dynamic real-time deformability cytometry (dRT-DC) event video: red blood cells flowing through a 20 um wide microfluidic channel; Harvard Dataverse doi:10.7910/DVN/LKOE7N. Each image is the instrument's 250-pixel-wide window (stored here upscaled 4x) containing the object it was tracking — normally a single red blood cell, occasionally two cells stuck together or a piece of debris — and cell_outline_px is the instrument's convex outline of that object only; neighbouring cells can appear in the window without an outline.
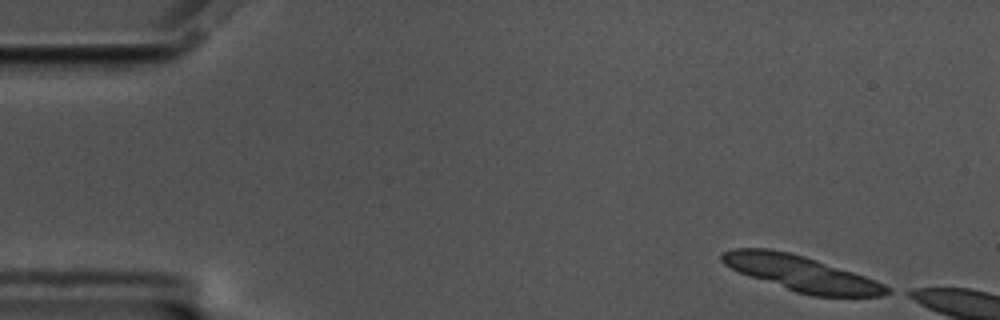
{"species": "common noctule bat (a hibernating species)", "species_latin": "Nyctalus noctula", "temperature_condition": "cold", "stored_images_in_passage": 10, "camera_frame_rate_fps": 3000, "um_per_image_px": 0.085, "animal": {"sex": "male", "body_mass_g": 17.5, "forearm_length_mm": 52.3}, "frame": {"image": 1, "passage_image": 1, "time_ms": 0.0, "image_size_px": [1000, 320], "cell_outline_px": [[892, 292], [884, 296], [812, 296], [796, 292], [740, 272], [724, 264], [720, 260], [720, 256], [724, 252], [732, 248], [768, 248], [788, 252], [804, 256], [876, 280], [892, 288]], "centroid_in_image_um": [68.13, 23.24], "position_along_channel_um": 16.9, "area_um2": 33.58}}